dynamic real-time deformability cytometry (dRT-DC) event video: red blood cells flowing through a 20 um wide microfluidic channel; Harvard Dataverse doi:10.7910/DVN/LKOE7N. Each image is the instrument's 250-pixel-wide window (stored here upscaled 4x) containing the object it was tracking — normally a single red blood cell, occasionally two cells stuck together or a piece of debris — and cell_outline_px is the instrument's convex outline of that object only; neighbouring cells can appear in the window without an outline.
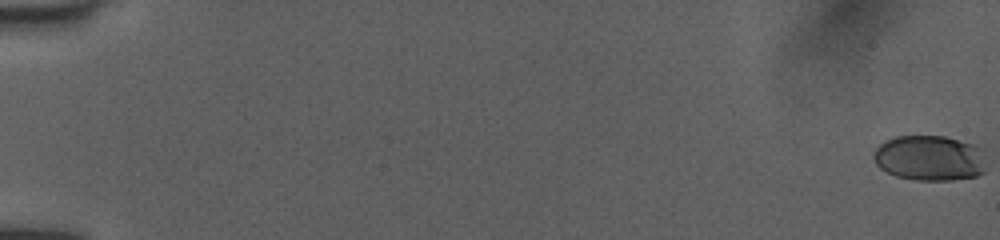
{"species": "human", "species_latin": "Homo sapiens", "temperature_condition": "room temperature", "stored_images_in_passage": 53, "camera_frame_rate_fps": 3000, "um_per_image_px": 0.085, "donor": {"sex": "female"}, "frame": {"image": 1, "passage_image": 1, "time_ms": 0.0, "image_size_px": [1000, 240], "cell_outline_px": [[984, 172], [976, 176], [952, 180], [916, 180], [896, 176], [880, 168], [876, 164], [872, 156], [876, 148], [884, 140], [896, 136], [944, 136], [972, 144], [984, 148]], "centroid_in_image_um": [79.02, 13.43], "position_along_channel_um": 6.0, "area_um2": 29.94}}
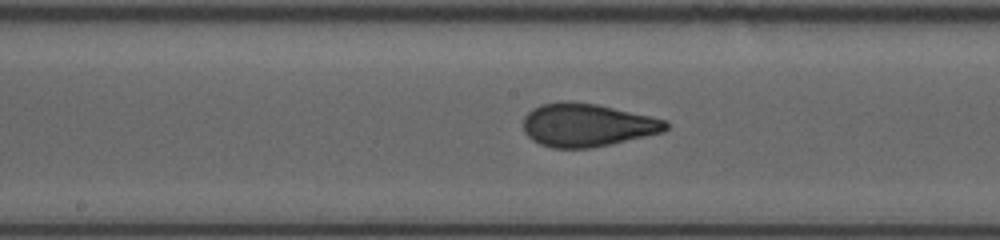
{"frame": {"image": 2, "passage_image": 30, "time_ms": 9.667, "image_size_px": [1000, 240], "cell_outline_px": [[668, 128], [664, 132], [592, 148], [552, 148], [540, 144], [532, 140], [524, 132], [524, 116], [532, 108], [540, 104], [564, 100], [568, 100], [596, 104], [652, 116], [668, 120]], "centroid_in_image_um": [49.9, 10.62], "position_along_channel_um": 198.3, "area_um2": 36.13}}
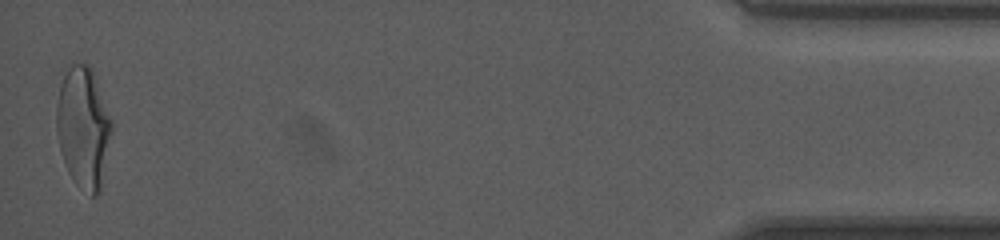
{"frame": {"image": 3, "passage_image": 53, "time_ms": 17.333, "image_size_px": [1000, 240], "cell_outline_px": [[112, 132], [100, 192], [96, 196], [92, 196], [76, 184], [68, 172], [60, 148], [56, 132], [56, 104], [60, 84], [64, 76], [72, 64], [88, 64], [92, 68], [112, 120]], "centroid_in_image_um": [7.09, 10.84], "position_along_channel_um": 428.1, "area_um2": 38.9}, "authors_computed_cell_mechanics": {"area_um2": 34.5066, "velocity_mm_per_s": 4.0609, "shape_relaxation_time_tau1_ms": 6.061, "shape_relaxation_time_tau2_ms": 0.5761, "deformation_change_tau1": 0.1933, "deformation_change_tau2": 0.0605}}